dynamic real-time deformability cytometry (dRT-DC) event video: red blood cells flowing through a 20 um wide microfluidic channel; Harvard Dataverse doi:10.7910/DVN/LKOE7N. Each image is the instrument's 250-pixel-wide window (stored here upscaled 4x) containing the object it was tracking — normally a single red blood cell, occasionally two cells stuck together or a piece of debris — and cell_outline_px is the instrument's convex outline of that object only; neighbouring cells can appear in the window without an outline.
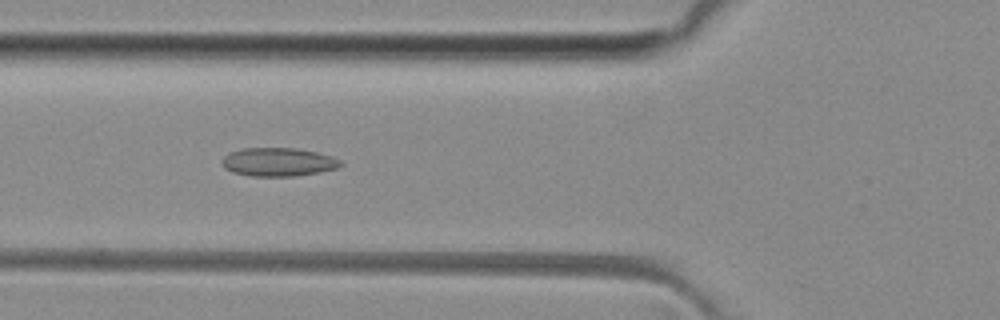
{"species": "common noctule bat (a hibernating species)", "species_latin": "Nyctalus noctula", "temperature_condition": "room temperature", "stored_images_in_passage": 49, "camera_frame_rate_fps": 3000, "um_per_image_px": 0.085, "animal": {"sex": "female", "body_mass_g": 29.2, "forearm_length_mm": 56.3}, "frame": {"image": 1, "passage_image": 17, "time_ms": 5.333, "image_size_px": [1000, 320], "cell_outline_px": [[344, 164], [336, 168], [320, 172], [292, 176], [252, 176], [232, 172], [224, 168], [220, 164], [220, 160], [224, 156], [240, 148], [296, 148], [316, 152], [332, 156], [340, 160]], "centroid_in_image_um": [23.62, 13.77], "position_along_channel_um": 102.2, "area_um2": 19.77}}
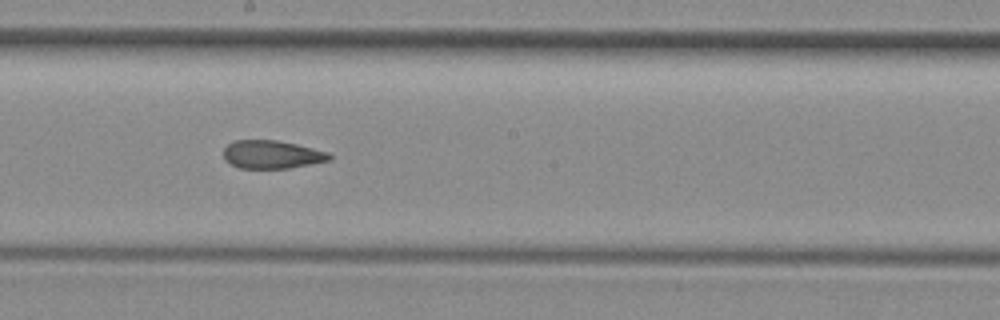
{"frame": {"image": 2, "passage_image": 26, "time_ms": 8.333, "image_size_px": [1000, 320], "cell_outline_px": [[332, 160], [288, 168], [240, 168], [224, 160], [224, 148], [228, 144], [236, 140], [276, 140], [296, 144], [328, 152], [332, 156]], "centroid_in_image_um": [23.11, 13.13], "position_along_channel_um": 225.1, "area_um2": 17.28}}
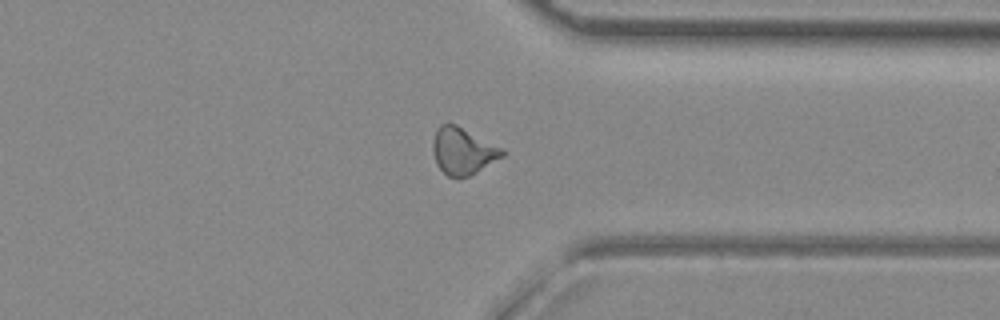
{"frame": {"image": 3, "passage_image": 37, "time_ms": 12.0, "image_size_px": [1000, 320], "cell_outline_px": [[504, 156], [476, 172], [460, 180], [456, 180], [448, 176], [436, 164], [432, 152], [432, 144], [436, 132], [440, 124], [456, 124], [504, 148]], "centroid_in_image_um": [39.34, 12.86], "position_along_channel_um": 372.1, "area_um2": 19.13}, "authors_computed_cell_mechanics": {"area_um2": 18.5538, "velocity_mm_per_s": 4.0918, "shape_relaxation_time_tau1_ms": null, "shape_relaxation_time_tau2_ms": 3.071, "deformation_change_tau1": null, "deformation_change_tau2": 0.0903}}